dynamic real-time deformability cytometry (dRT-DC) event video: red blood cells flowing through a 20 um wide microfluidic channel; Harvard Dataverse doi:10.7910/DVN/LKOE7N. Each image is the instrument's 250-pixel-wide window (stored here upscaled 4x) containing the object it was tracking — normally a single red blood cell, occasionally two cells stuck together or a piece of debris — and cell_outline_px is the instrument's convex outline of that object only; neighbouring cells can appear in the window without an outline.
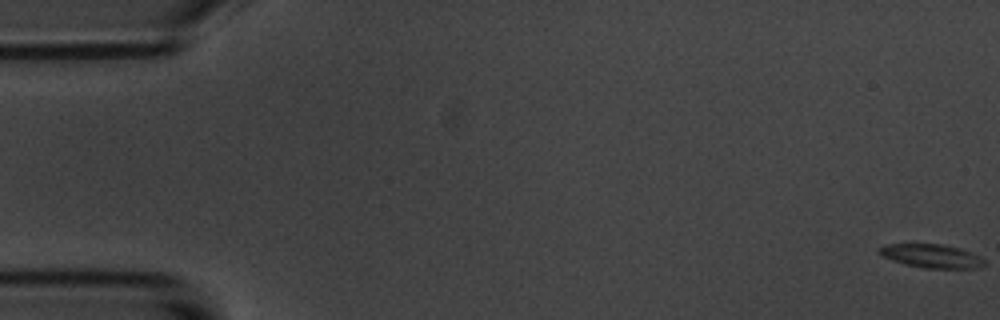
{"species": "common noctule bat (a hibernating species)", "species_latin": "Nyctalus noctula", "temperature_condition": "room temperature", "stored_images_in_passage": 58, "camera_frame_rate_fps": 3000, "um_per_image_px": 0.085, "animal": {"sex": "male", "body_mass_g": 20.1, "forearm_length_mm": 53.5}, "frame": {"image": 1, "passage_image": 1, "time_ms": 0.0, "image_size_px": [1000, 320], "cell_outline_px": [[984, 264], [972, 268], [924, 268], [904, 264], [892, 260], [876, 252], [876, 248], [888, 244], [908, 240], [944, 244], [960, 248], [980, 256], [984, 260]], "centroid_in_image_um": [79.05, 21.69], "position_along_channel_um": 6.0, "area_um2": 15.2}}
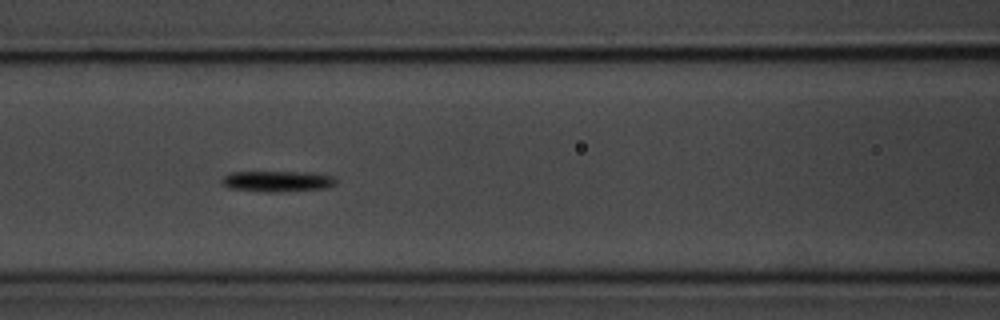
{"frame": {"image": 2, "passage_image": 25, "time_ms": 8.0, "image_size_px": [1000, 320], "cell_outline_px": [[336, 184], [328, 188], [276, 192], [268, 192], [232, 188], [224, 184], [220, 180], [224, 176], [232, 172], [308, 172], [332, 176], [336, 180]], "centroid_in_image_um": [23.62, 15.4], "position_along_channel_um": 143.0, "area_um2": 13.7}}
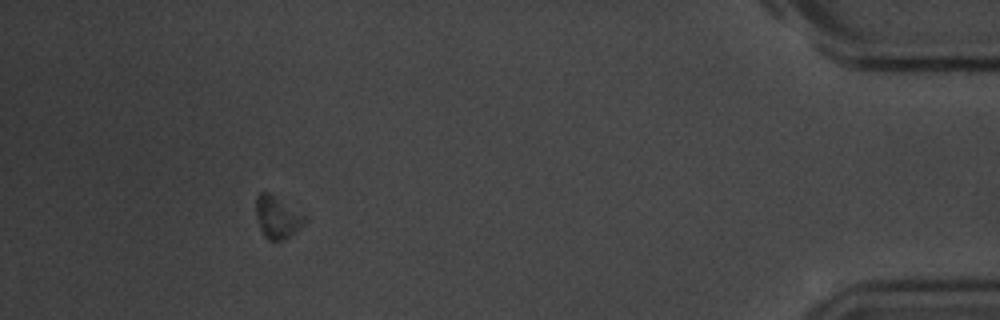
{"frame": {"image": 3, "passage_image": 53, "time_ms": 17.333, "image_size_px": [1000, 320], "cell_outline_px": [[304, 224], [296, 232], [284, 240], [268, 240], [264, 236], [260, 228], [256, 216], [256, 196], [260, 192], [268, 192], [304, 216]], "centroid_in_image_um": [23.52, 18.49], "position_along_channel_um": 411.7, "area_um2": 11.62}, "authors_computed_cell_mechanics": {"area_um2": 13.1495, "velocity_mm_per_s": 3.5324, "shape_relaxation_time_tau1_ms": 3.4607, "shape_relaxation_time_tau2_ms": null, "deformation_change_tau1": 0.1773, "deformation_change_tau2": null}}